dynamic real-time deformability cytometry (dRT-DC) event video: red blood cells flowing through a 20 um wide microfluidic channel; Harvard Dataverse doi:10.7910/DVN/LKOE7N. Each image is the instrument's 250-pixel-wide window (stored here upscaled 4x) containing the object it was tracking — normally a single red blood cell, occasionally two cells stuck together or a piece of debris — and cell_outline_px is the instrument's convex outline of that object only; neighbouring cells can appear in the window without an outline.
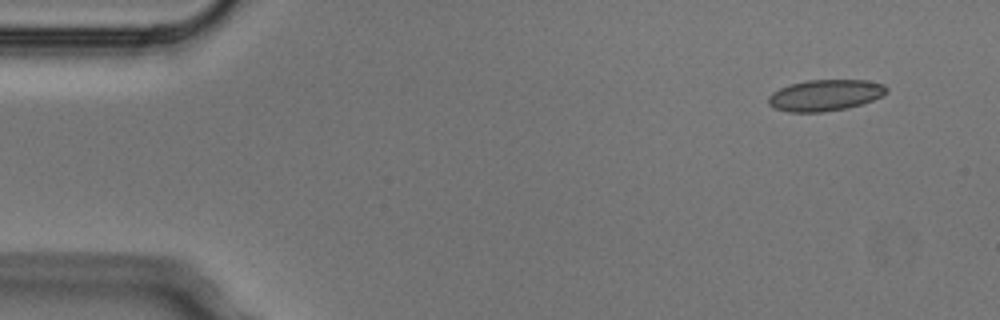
{"species": "Egyptian fruit bat (a non-hibernating species)", "species_latin": "Rousettus aegyptiacus", "temperature_condition": "cold", "stored_images_in_passage": 5, "camera_frame_rate_fps": 3000, "um_per_image_px": 0.085, "animal": {"sex": "male"}, "frame": {"image": 1, "passage_image": 2, "time_ms": 0.333, "image_size_px": [1000, 320], "cell_outline_px": [[888, 92], [872, 100], [848, 108], [824, 112], [788, 112], [772, 108], [768, 104], [768, 96], [772, 92], [780, 88], [792, 84], [808, 80], [868, 80], [884, 84], [888, 88]], "centroid_in_image_um": [70.12, 8.1], "position_along_channel_um": 14.9, "area_um2": 21.62}}